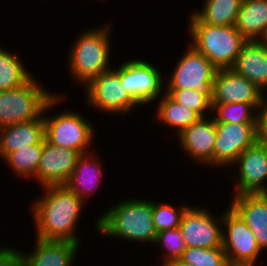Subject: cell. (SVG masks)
<instances>
[{"mask_svg":"<svg viewBox=\"0 0 267 266\" xmlns=\"http://www.w3.org/2000/svg\"><path fill=\"white\" fill-rule=\"evenodd\" d=\"M181 151L185 152L192 162L211 167V160L214 157L216 142V122L209 115L200 118L190 127L183 130L178 136ZM195 160V161H194Z\"/></svg>","mask_w":267,"mask_h":266,"instance_id":"obj_16","label":"cell"},{"mask_svg":"<svg viewBox=\"0 0 267 266\" xmlns=\"http://www.w3.org/2000/svg\"><path fill=\"white\" fill-rule=\"evenodd\" d=\"M257 141L267 145V100H264L258 110Z\"/></svg>","mask_w":267,"mask_h":266,"instance_id":"obj_33","label":"cell"},{"mask_svg":"<svg viewBox=\"0 0 267 266\" xmlns=\"http://www.w3.org/2000/svg\"><path fill=\"white\" fill-rule=\"evenodd\" d=\"M0 46V90H10L26 83L34 74L26 68L17 52Z\"/></svg>","mask_w":267,"mask_h":266,"instance_id":"obj_25","label":"cell"},{"mask_svg":"<svg viewBox=\"0 0 267 266\" xmlns=\"http://www.w3.org/2000/svg\"><path fill=\"white\" fill-rule=\"evenodd\" d=\"M256 141L257 123L216 122V142L211 167L230 171L239 155Z\"/></svg>","mask_w":267,"mask_h":266,"instance_id":"obj_10","label":"cell"},{"mask_svg":"<svg viewBox=\"0 0 267 266\" xmlns=\"http://www.w3.org/2000/svg\"><path fill=\"white\" fill-rule=\"evenodd\" d=\"M45 139L43 115L32 121L0 128V158L2 161L14 151L39 144Z\"/></svg>","mask_w":267,"mask_h":266,"instance_id":"obj_20","label":"cell"},{"mask_svg":"<svg viewBox=\"0 0 267 266\" xmlns=\"http://www.w3.org/2000/svg\"><path fill=\"white\" fill-rule=\"evenodd\" d=\"M86 105L99 113L130 115L139 105L129 96L120 80V64L90 80L83 86Z\"/></svg>","mask_w":267,"mask_h":266,"instance_id":"obj_7","label":"cell"},{"mask_svg":"<svg viewBox=\"0 0 267 266\" xmlns=\"http://www.w3.org/2000/svg\"><path fill=\"white\" fill-rule=\"evenodd\" d=\"M188 205L190 204L183 203L176 207L171 203H158L153 200V223L157 233L178 228L183 214L190 207Z\"/></svg>","mask_w":267,"mask_h":266,"instance_id":"obj_29","label":"cell"},{"mask_svg":"<svg viewBox=\"0 0 267 266\" xmlns=\"http://www.w3.org/2000/svg\"><path fill=\"white\" fill-rule=\"evenodd\" d=\"M198 205H190L179 225L186 247H222V213L214 216L206 206Z\"/></svg>","mask_w":267,"mask_h":266,"instance_id":"obj_13","label":"cell"},{"mask_svg":"<svg viewBox=\"0 0 267 266\" xmlns=\"http://www.w3.org/2000/svg\"><path fill=\"white\" fill-rule=\"evenodd\" d=\"M111 22L101 26L87 28L81 31L73 40L68 50V73L79 87L85 86L90 80L110 70L113 64L110 45L112 28ZM78 82V83H77Z\"/></svg>","mask_w":267,"mask_h":266,"instance_id":"obj_3","label":"cell"},{"mask_svg":"<svg viewBox=\"0 0 267 266\" xmlns=\"http://www.w3.org/2000/svg\"><path fill=\"white\" fill-rule=\"evenodd\" d=\"M261 41L267 46V32Z\"/></svg>","mask_w":267,"mask_h":266,"instance_id":"obj_37","label":"cell"},{"mask_svg":"<svg viewBox=\"0 0 267 266\" xmlns=\"http://www.w3.org/2000/svg\"><path fill=\"white\" fill-rule=\"evenodd\" d=\"M243 0H203L202 9L192 11L189 23L235 25Z\"/></svg>","mask_w":267,"mask_h":266,"instance_id":"obj_23","label":"cell"},{"mask_svg":"<svg viewBox=\"0 0 267 266\" xmlns=\"http://www.w3.org/2000/svg\"><path fill=\"white\" fill-rule=\"evenodd\" d=\"M154 245H159L163 251L161 262H164L160 266H165L171 261L180 259L187 248L179 227L158 232Z\"/></svg>","mask_w":267,"mask_h":266,"instance_id":"obj_30","label":"cell"},{"mask_svg":"<svg viewBox=\"0 0 267 266\" xmlns=\"http://www.w3.org/2000/svg\"><path fill=\"white\" fill-rule=\"evenodd\" d=\"M63 94L58 91L44 109L45 139L50 144L74 150L81 155L94 151L92 141L97 133L95 125L88 117L76 112L77 109L73 111V108L63 109L57 112V115H50L51 109H56L58 104L67 101V94Z\"/></svg>","mask_w":267,"mask_h":266,"instance_id":"obj_4","label":"cell"},{"mask_svg":"<svg viewBox=\"0 0 267 266\" xmlns=\"http://www.w3.org/2000/svg\"><path fill=\"white\" fill-rule=\"evenodd\" d=\"M94 221L97 235L154 245L157 231L153 223V200L137 197L118 200Z\"/></svg>","mask_w":267,"mask_h":266,"instance_id":"obj_2","label":"cell"},{"mask_svg":"<svg viewBox=\"0 0 267 266\" xmlns=\"http://www.w3.org/2000/svg\"><path fill=\"white\" fill-rule=\"evenodd\" d=\"M31 203L35 237L44 240H67L81 244L77 227L86 203L65 185L46 186Z\"/></svg>","mask_w":267,"mask_h":266,"instance_id":"obj_1","label":"cell"},{"mask_svg":"<svg viewBox=\"0 0 267 266\" xmlns=\"http://www.w3.org/2000/svg\"><path fill=\"white\" fill-rule=\"evenodd\" d=\"M267 85L265 86V88L262 90V97L263 100H267Z\"/></svg>","mask_w":267,"mask_h":266,"instance_id":"obj_35","label":"cell"},{"mask_svg":"<svg viewBox=\"0 0 267 266\" xmlns=\"http://www.w3.org/2000/svg\"><path fill=\"white\" fill-rule=\"evenodd\" d=\"M247 40H262L267 32V0H243L235 24Z\"/></svg>","mask_w":267,"mask_h":266,"instance_id":"obj_22","label":"cell"},{"mask_svg":"<svg viewBox=\"0 0 267 266\" xmlns=\"http://www.w3.org/2000/svg\"><path fill=\"white\" fill-rule=\"evenodd\" d=\"M163 77L157 66L141 58L125 60L120 64L121 83L140 108L141 105L154 103L165 93L166 80Z\"/></svg>","mask_w":267,"mask_h":266,"instance_id":"obj_9","label":"cell"},{"mask_svg":"<svg viewBox=\"0 0 267 266\" xmlns=\"http://www.w3.org/2000/svg\"><path fill=\"white\" fill-rule=\"evenodd\" d=\"M227 266H257V265L228 264Z\"/></svg>","mask_w":267,"mask_h":266,"instance_id":"obj_36","label":"cell"},{"mask_svg":"<svg viewBox=\"0 0 267 266\" xmlns=\"http://www.w3.org/2000/svg\"><path fill=\"white\" fill-rule=\"evenodd\" d=\"M38 80L33 75L19 87L0 90V128L39 119L43 115L47 103L57 93L46 90Z\"/></svg>","mask_w":267,"mask_h":266,"instance_id":"obj_6","label":"cell"},{"mask_svg":"<svg viewBox=\"0 0 267 266\" xmlns=\"http://www.w3.org/2000/svg\"><path fill=\"white\" fill-rule=\"evenodd\" d=\"M35 248L23 249L26 266H74L82 246L67 240H44L35 237ZM32 250V251H31Z\"/></svg>","mask_w":267,"mask_h":266,"instance_id":"obj_18","label":"cell"},{"mask_svg":"<svg viewBox=\"0 0 267 266\" xmlns=\"http://www.w3.org/2000/svg\"><path fill=\"white\" fill-rule=\"evenodd\" d=\"M225 209L222 211V248L228 263L258 265L263 251L254 234L230 206Z\"/></svg>","mask_w":267,"mask_h":266,"instance_id":"obj_8","label":"cell"},{"mask_svg":"<svg viewBox=\"0 0 267 266\" xmlns=\"http://www.w3.org/2000/svg\"><path fill=\"white\" fill-rule=\"evenodd\" d=\"M211 91L212 90L165 89L164 92L176 103L193 110L201 118H204L208 117L206 114L211 116Z\"/></svg>","mask_w":267,"mask_h":266,"instance_id":"obj_28","label":"cell"},{"mask_svg":"<svg viewBox=\"0 0 267 266\" xmlns=\"http://www.w3.org/2000/svg\"><path fill=\"white\" fill-rule=\"evenodd\" d=\"M231 166H237L234 175L230 174L235 184L233 195L267 193V145L256 141Z\"/></svg>","mask_w":267,"mask_h":266,"instance_id":"obj_12","label":"cell"},{"mask_svg":"<svg viewBox=\"0 0 267 266\" xmlns=\"http://www.w3.org/2000/svg\"><path fill=\"white\" fill-rule=\"evenodd\" d=\"M232 197L229 206L248 225L260 249L267 251V193H246Z\"/></svg>","mask_w":267,"mask_h":266,"instance_id":"obj_17","label":"cell"},{"mask_svg":"<svg viewBox=\"0 0 267 266\" xmlns=\"http://www.w3.org/2000/svg\"><path fill=\"white\" fill-rule=\"evenodd\" d=\"M178 59L164 89L212 90L217 68L191 44Z\"/></svg>","mask_w":267,"mask_h":266,"instance_id":"obj_11","label":"cell"},{"mask_svg":"<svg viewBox=\"0 0 267 266\" xmlns=\"http://www.w3.org/2000/svg\"><path fill=\"white\" fill-rule=\"evenodd\" d=\"M187 29V44L202 53L217 69L231 68L247 41L236 30L235 25L188 23Z\"/></svg>","mask_w":267,"mask_h":266,"instance_id":"obj_5","label":"cell"},{"mask_svg":"<svg viewBox=\"0 0 267 266\" xmlns=\"http://www.w3.org/2000/svg\"><path fill=\"white\" fill-rule=\"evenodd\" d=\"M261 106L262 104L246 102L212 105L211 117L215 122L257 123L258 110Z\"/></svg>","mask_w":267,"mask_h":266,"instance_id":"obj_27","label":"cell"},{"mask_svg":"<svg viewBox=\"0 0 267 266\" xmlns=\"http://www.w3.org/2000/svg\"><path fill=\"white\" fill-rule=\"evenodd\" d=\"M42 149L43 141L10 153L3 162L7 164L8 168L10 167L14 176L28 181L34 179L37 175Z\"/></svg>","mask_w":267,"mask_h":266,"instance_id":"obj_26","label":"cell"},{"mask_svg":"<svg viewBox=\"0 0 267 266\" xmlns=\"http://www.w3.org/2000/svg\"><path fill=\"white\" fill-rule=\"evenodd\" d=\"M157 103L156 113L153 115V120L159 122L166 127L174 129V137L178 136L187 127L197 122L201 117L191 109H188L174 100L166 93L162 94ZM157 120V121H156Z\"/></svg>","mask_w":267,"mask_h":266,"instance_id":"obj_24","label":"cell"},{"mask_svg":"<svg viewBox=\"0 0 267 266\" xmlns=\"http://www.w3.org/2000/svg\"><path fill=\"white\" fill-rule=\"evenodd\" d=\"M231 69L263 90L267 85V46L261 40L246 41Z\"/></svg>","mask_w":267,"mask_h":266,"instance_id":"obj_21","label":"cell"},{"mask_svg":"<svg viewBox=\"0 0 267 266\" xmlns=\"http://www.w3.org/2000/svg\"><path fill=\"white\" fill-rule=\"evenodd\" d=\"M262 90L231 68L218 69L211 91V105L227 103L262 104Z\"/></svg>","mask_w":267,"mask_h":266,"instance_id":"obj_14","label":"cell"},{"mask_svg":"<svg viewBox=\"0 0 267 266\" xmlns=\"http://www.w3.org/2000/svg\"><path fill=\"white\" fill-rule=\"evenodd\" d=\"M180 259L194 266H227L229 264L222 247H189L186 248Z\"/></svg>","mask_w":267,"mask_h":266,"instance_id":"obj_31","label":"cell"},{"mask_svg":"<svg viewBox=\"0 0 267 266\" xmlns=\"http://www.w3.org/2000/svg\"><path fill=\"white\" fill-rule=\"evenodd\" d=\"M165 266H194L189 263L183 262L181 259L171 261L167 263Z\"/></svg>","mask_w":267,"mask_h":266,"instance_id":"obj_34","label":"cell"},{"mask_svg":"<svg viewBox=\"0 0 267 266\" xmlns=\"http://www.w3.org/2000/svg\"><path fill=\"white\" fill-rule=\"evenodd\" d=\"M80 156L79 152L50 144L44 139L42 157L33 181L36 180L41 188L65 185Z\"/></svg>","mask_w":267,"mask_h":266,"instance_id":"obj_15","label":"cell"},{"mask_svg":"<svg viewBox=\"0 0 267 266\" xmlns=\"http://www.w3.org/2000/svg\"><path fill=\"white\" fill-rule=\"evenodd\" d=\"M0 266H26L23 250L9 245H1Z\"/></svg>","mask_w":267,"mask_h":266,"instance_id":"obj_32","label":"cell"},{"mask_svg":"<svg viewBox=\"0 0 267 266\" xmlns=\"http://www.w3.org/2000/svg\"><path fill=\"white\" fill-rule=\"evenodd\" d=\"M97 151L82 154L65 186L85 203L97 193L104 176ZM99 158V159H98ZM89 198V199H88Z\"/></svg>","mask_w":267,"mask_h":266,"instance_id":"obj_19","label":"cell"}]
</instances>
